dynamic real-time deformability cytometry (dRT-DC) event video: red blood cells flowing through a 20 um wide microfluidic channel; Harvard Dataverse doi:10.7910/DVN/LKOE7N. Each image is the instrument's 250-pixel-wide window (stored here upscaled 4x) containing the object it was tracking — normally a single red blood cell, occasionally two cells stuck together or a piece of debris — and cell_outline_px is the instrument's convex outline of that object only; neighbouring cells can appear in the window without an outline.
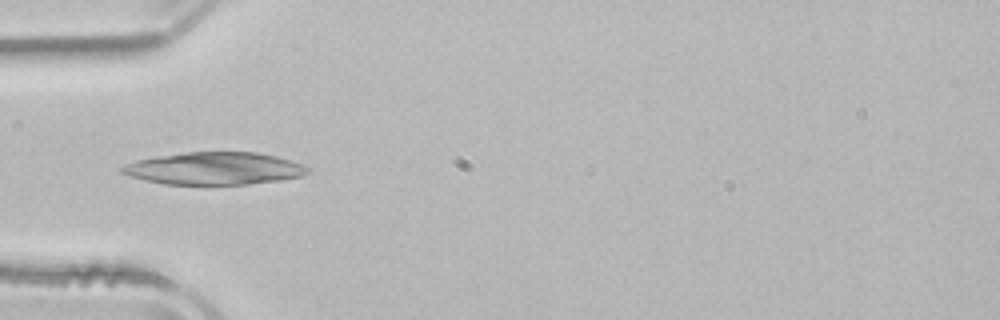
{"species": "common noctule bat (a hibernating species)", "species_latin": "Nyctalus noctula", "temperature_condition": "room temperature", "stored_images_in_passage": 3, "camera_frame_rate_fps": 3000, "um_per_image_px": 0.085, "animal": {"sex": "male", "body_mass_g": 21.5, "forearm_length_mm": 52.0}, "frame": {"image": 1, "passage_image": 3, "time_ms": 4.0, "image_size_px": [1000, 320], "cell_outline_px": [[308, 172], [304, 176], [280, 180], [248, 184], [164, 184], [144, 180], [128, 176], [120, 172], [120, 168], [124, 164], [136, 160], [156, 156], [184, 152], [256, 152], [276, 156], [300, 164], [308, 168]], "centroid_in_image_um": [18.16, 14.32], "position_along_channel_um": 66.8, "area_um2": 35.08}}